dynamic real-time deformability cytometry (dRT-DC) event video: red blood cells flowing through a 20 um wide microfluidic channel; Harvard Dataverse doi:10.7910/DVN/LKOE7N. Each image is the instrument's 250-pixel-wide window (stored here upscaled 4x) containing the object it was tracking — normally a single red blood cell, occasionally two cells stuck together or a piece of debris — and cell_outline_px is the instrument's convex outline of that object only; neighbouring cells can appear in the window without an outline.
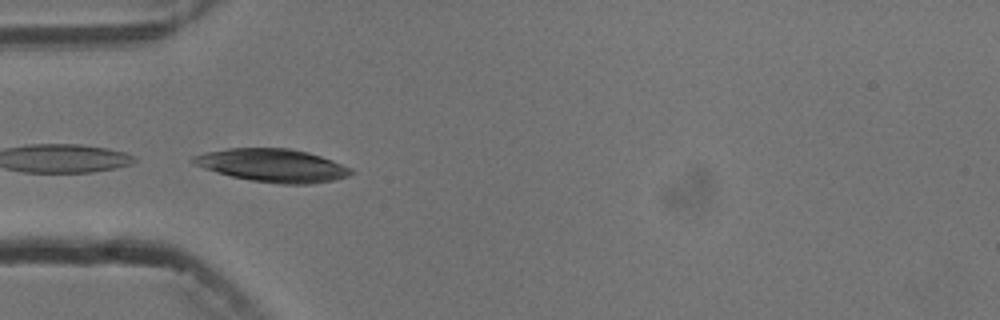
{"species": "common noctule bat (a hibernating species)", "species_latin": "Nyctalus noctula", "temperature_condition": "cold", "stored_images_in_passage": 8, "camera_frame_rate_fps": 3000, "um_per_image_px": 0.085, "animal": {"sex": "male", "body_mass_g": 13.3}, "frame": {"image": 1, "passage_image": 4, "time_ms": 3.333, "image_size_px": [1000, 320], "cell_outline_px": [[352, 172], [348, 176], [332, 180], [312, 184], [280, 184], [252, 180], [232, 176], [216, 172], [204, 168], [188, 160], [192, 156], [204, 152], [228, 148], [288, 148], [308, 152], [332, 160], [352, 168]], "centroid_in_image_um": [23.15, 14.05], "position_along_channel_um": 61.9, "area_um2": 30.29}}
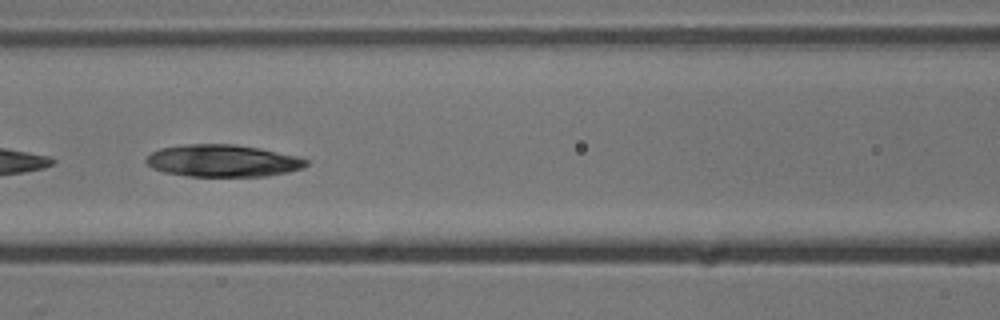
{"frame": {"image": 2, "passage_image": 6, "time_ms": 5.667, "image_size_px": [1000, 320], "cell_outline_px": [[308, 164], [304, 168], [288, 172], [268, 176], [188, 176], [164, 172], [152, 168], [144, 160], [152, 152], [160, 148], [184, 144], [236, 144], [260, 148], [296, 156], [308, 160]], "centroid_in_image_um": [18.94, 13.66], "position_along_channel_um": 147.7, "area_um2": 30.06}}
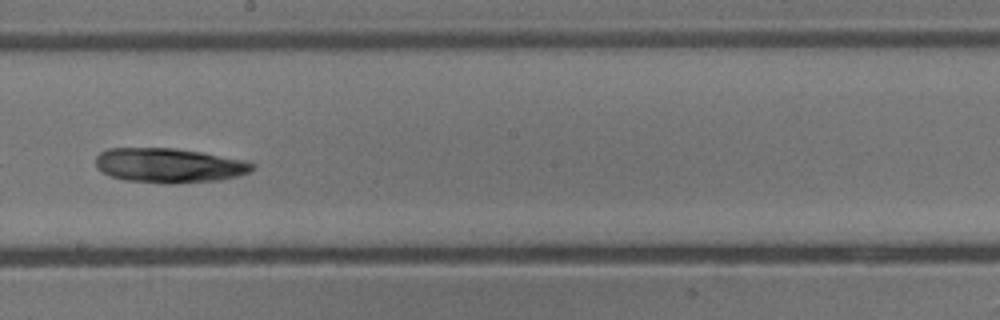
{"frame": {"image": 3, "passage_image": 8, "time_ms": 8.0, "image_size_px": [1000, 320], "cell_outline_px": [[256, 168], [248, 172], [236, 176], [220, 180], [172, 184], [168, 184], [124, 180], [112, 176], [96, 168], [96, 156], [100, 152], [108, 148], [176, 148], [248, 160], [256, 164]], "centroid_in_image_um": [14.4, 14.06], "position_along_channel_um": 233.8, "area_um2": 31.79}}